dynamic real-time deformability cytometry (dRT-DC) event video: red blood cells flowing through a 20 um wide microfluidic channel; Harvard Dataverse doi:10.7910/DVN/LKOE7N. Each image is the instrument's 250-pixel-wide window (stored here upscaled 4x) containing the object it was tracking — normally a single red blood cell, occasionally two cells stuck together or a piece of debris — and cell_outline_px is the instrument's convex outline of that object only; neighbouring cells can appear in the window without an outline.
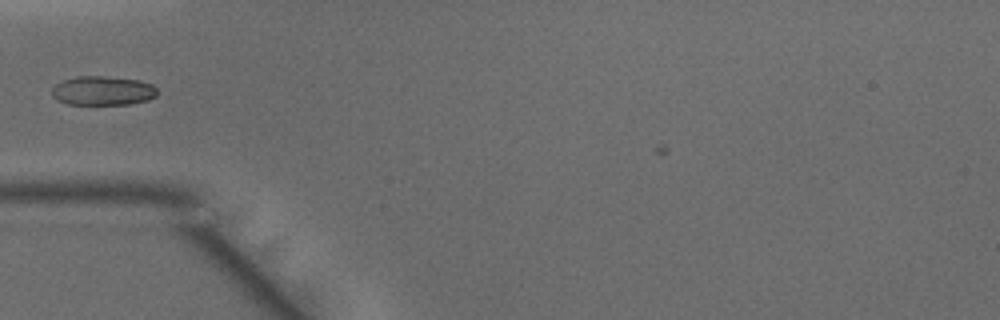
{"species": "common noctule bat (a hibernating species)", "species_latin": "Nyctalus noctula", "temperature_condition": "warm", "stored_images_in_passage": 30, "camera_frame_rate_fps": 3000, "um_per_image_px": 0.085, "animal": {"sex": "male", "body_mass_g": 15.6}, "frame": {"image": 1, "passage_image": 2, "time_ms": 0.333, "image_size_px": [1000, 320], "cell_outline_px": [[156, 96], [148, 100], [128, 104], [68, 104], [52, 96], [52, 88], [56, 84], [64, 80], [76, 76], [100, 76], [140, 80], [152, 84], [156, 88]], "centroid_in_image_um": [8.75, 7.7], "position_along_channel_um": 76.3, "area_um2": 17.74}}
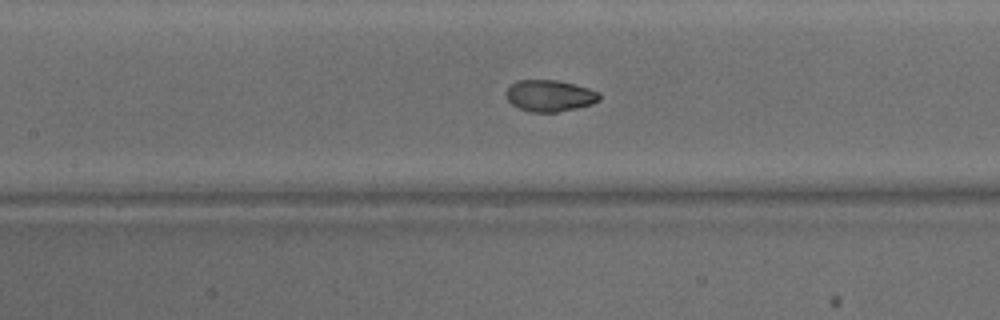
{"frame": {"image": 2, "passage_image": 8, "time_ms": 2.333, "image_size_px": [1000, 320], "cell_outline_px": [[600, 100], [592, 104], [576, 108], [556, 112], [532, 112], [520, 108], [512, 104], [508, 100], [504, 92], [516, 80], [556, 80], [588, 88], [600, 92]], "centroid_in_image_um": [46.72, 8.13], "position_along_channel_um": 160.7, "area_um2": 17.05}}
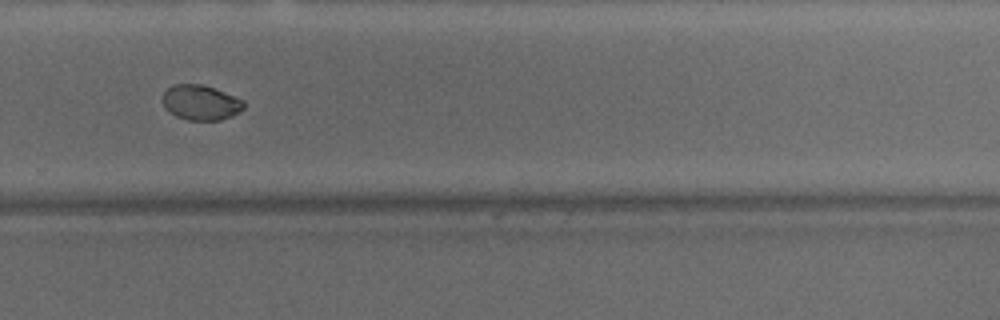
{"frame": {"image": 3, "passage_image": 19, "time_ms": 6.0, "image_size_px": [1000, 320], "cell_outline_px": [[244, 108], [240, 112], [220, 120], [188, 120], [176, 116], [168, 112], [164, 108], [160, 100], [164, 92], [172, 84], [204, 84], [244, 100]], "centroid_in_image_um": [17.02, 8.71], "position_along_channel_um": 312.8, "area_um2": 16.82}}